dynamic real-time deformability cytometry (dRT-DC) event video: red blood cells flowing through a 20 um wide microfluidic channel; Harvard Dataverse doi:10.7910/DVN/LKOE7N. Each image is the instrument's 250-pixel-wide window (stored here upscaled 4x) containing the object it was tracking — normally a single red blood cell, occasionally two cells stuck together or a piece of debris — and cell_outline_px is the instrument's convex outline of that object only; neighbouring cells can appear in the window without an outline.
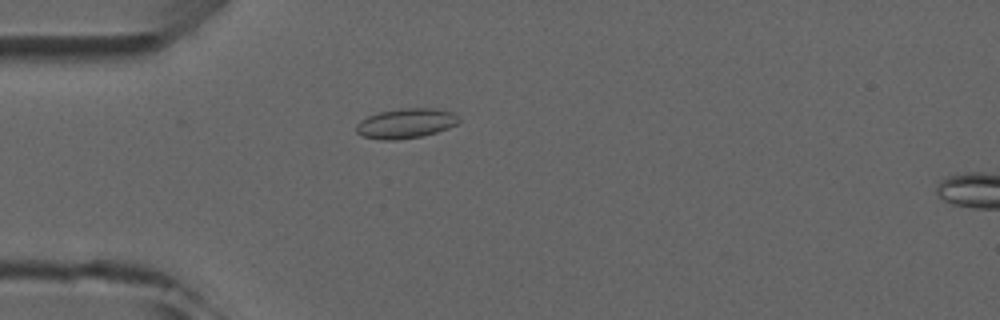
{"species": "common noctule bat (a hibernating species)", "species_latin": "Nyctalus noctula", "temperature_condition": "room temperature", "stored_images_in_passage": 5, "camera_frame_rate_fps": 3000, "um_per_image_px": 0.085, "animal": {"sex": "male", "forearm_length_mm": 52.5}, "frame": {"image": 1, "passage_image": 4, "time_ms": 3.333, "image_size_px": [1000, 320], "cell_outline_px": [[460, 120], [456, 124], [448, 128], [436, 132], [420, 136], [396, 140], [380, 140], [360, 136], [356, 132], [356, 124], [360, 120], [368, 116], [380, 112], [400, 108], [436, 108], [452, 112]], "centroid_in_image_um": [34.45, 10.49], "position_along_channel_um": 50.5, "area_um2": 17.86}}